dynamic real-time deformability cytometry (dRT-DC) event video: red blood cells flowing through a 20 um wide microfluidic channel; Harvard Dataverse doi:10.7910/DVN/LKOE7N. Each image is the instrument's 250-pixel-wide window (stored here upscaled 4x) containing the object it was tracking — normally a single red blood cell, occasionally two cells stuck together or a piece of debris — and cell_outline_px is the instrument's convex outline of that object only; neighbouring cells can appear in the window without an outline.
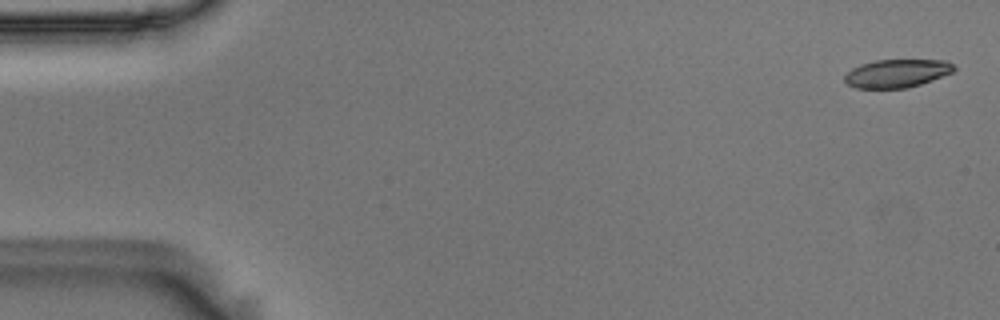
{"species": "Egyptian fruit bat (a non-hibernating species)", "species_latin": "Rousettus aegyptiacus", "temperature_condition": "room temperature", "stored_images_in_passage": 55, "camera_frame_rate_fps": 3000, "um_per_image_px": 0.085, "animal": {"sex": "male"}, "frame": {"image": 1, "passage_image": 2, "time_ms": 0.333, "image_size_px": [1000, 320], "cell_outline_px": [[956, 68], [952, 72], [932, 80], [908, 88], [856, 88], [848, 84], [844, 80], [844, 76], [852, 68], [860, 64], [876, 60], [948, 60]], "centroid_in_image_um": [76.23, 6.23], "position_along_channel_um": 8.8, "area_um2": 17.92}}
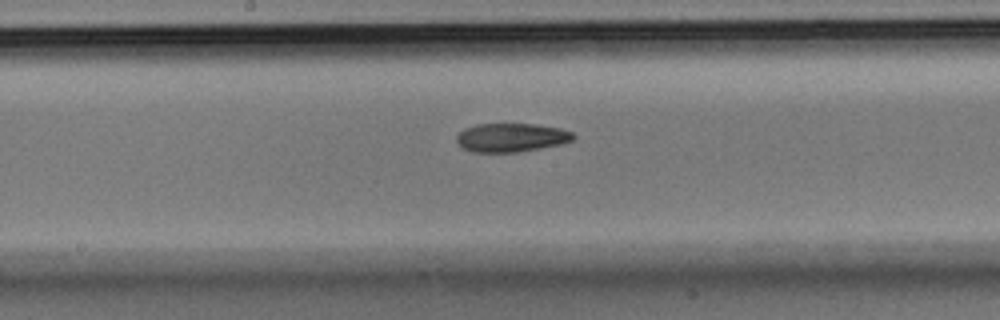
{"frame": {"image": 2, "passage_image": 29, "time_ms": 9.333, "image_size_px": [1000, 320], "cell_outline_px": [[576, 136], [572, 140], [564, 144], [516, 152], [472, 152], [460, 148], [456, 140], [456, 136], [464, 128], [476, 124], [532, 124], [560, 128], [572, 132]], "centroid_in_image_um": [43.44, 11.69], "position_along_channel_um": 204.8, "area_um2": 19.65}}
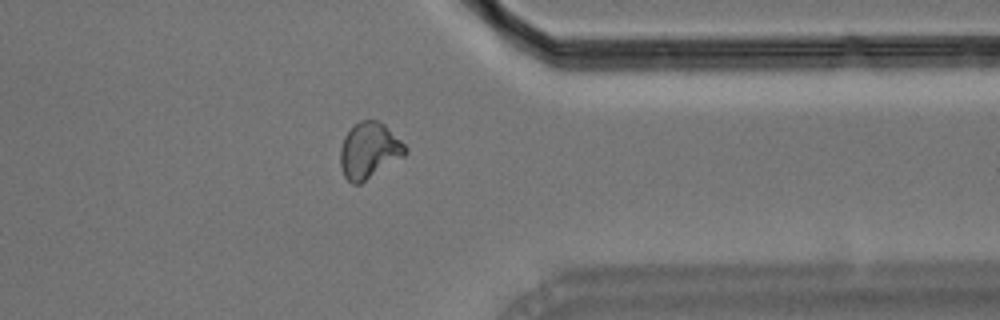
{"frame": {"image": 3, "passage_image": 44, "time_ms": 14.333, "image_size_px": [1000, 320], "cell_outline_px": [[408, 152], [404, 156], [360, 184], [352, 184], [344, 176], [340, 164], [340, 148], [344, 136], [360, 120], [376, 120], [384, 124], [408, 148]], "centroid_in_image_um": [31.37, 12.8], "position_along_channel_um": 380.0, "area_um2": 21.04}, "authors_computed_cell_mechanics": {"area_um2": 20.1722, "velocity_mm_per_s": 3.6572, "shape_relaxation_time_tau1_ms": null, "shape_relaxation_time_tau2_ms": 5.391, "deformation_change_tau1": null, "deformation_change_tau2": 0.119}}